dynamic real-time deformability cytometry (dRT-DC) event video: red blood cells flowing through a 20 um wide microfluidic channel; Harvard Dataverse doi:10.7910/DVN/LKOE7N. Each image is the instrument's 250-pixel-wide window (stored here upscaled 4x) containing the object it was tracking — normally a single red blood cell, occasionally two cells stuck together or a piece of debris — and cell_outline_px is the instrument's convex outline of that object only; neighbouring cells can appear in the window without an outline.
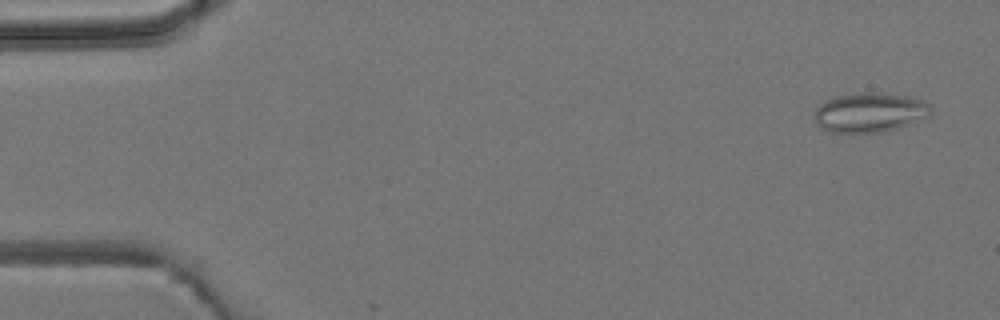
{"species": "common noctule bat (a hibernating species)", "species_latin": "Nyctalus noctula", "temperature_condition": "room temperature", "stored_images_in_passage": 7, "camera_frame_rate_fps": 3000, "um_per_image_px": 0.085, "animal": {"sex": "male", "body_mass_g": 19.2, "forearm_length_mm": 51.8}, "frame": {"image": 1, "passage_image": 1, "time_ms": 0.0, "image_size_px": [1000, 320], "cell_outline_px": [[932, 112], [928, 116], [908, 124], [896, 128], [880, 132], [828, 132], [820, 128], [816, 124], [816, 108], [824, 100], [836, 96], [852, 92], [880, 92], [904, 96], [920, 100], [928, 104], [932, 108]], "centroid_in_image_um": [73.88, 9.54], "position_along_channel_um": 11.1, "area_um2": 26.76}}
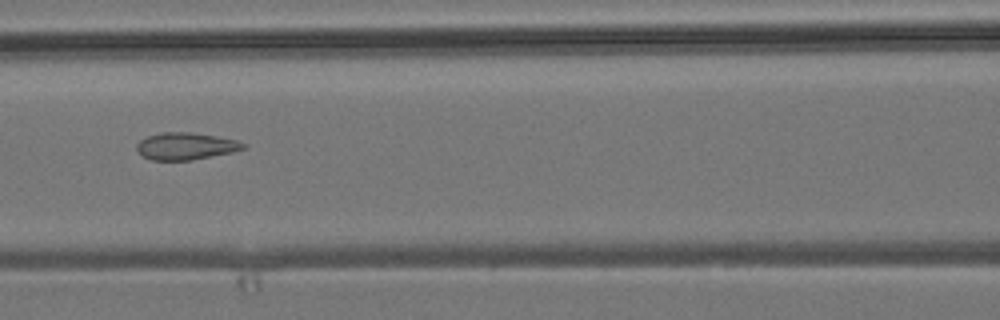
{"frame": {"image": 2, "passage_image": 7, "time_ms": 6.667, "image_size_px": [1000, 320], "cell_outline_px": [[248, 144], [244, 148], [232, 152], [192, 160], [152, 160], [140, 156], [136, 152], [136, 144], [140, 140], [148, 136], [160, 132], [192, 132], [216, 136], [236, 140]], "centroid_in_image_um": [15.74, 12.42], "position_along_channel_um": 150.9, "area_um2": 16.99}}